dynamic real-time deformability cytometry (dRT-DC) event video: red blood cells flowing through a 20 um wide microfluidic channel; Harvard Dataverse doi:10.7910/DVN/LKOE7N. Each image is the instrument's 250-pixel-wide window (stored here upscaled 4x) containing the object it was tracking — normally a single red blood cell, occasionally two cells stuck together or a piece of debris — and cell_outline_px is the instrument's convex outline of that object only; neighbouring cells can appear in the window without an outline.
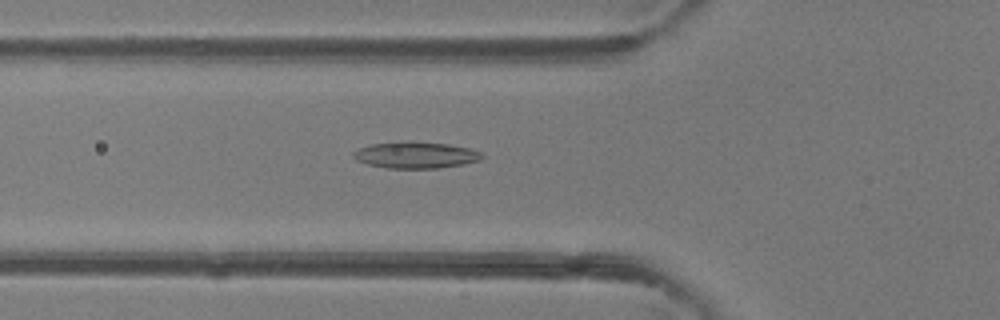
{"species": "common noctule bat (a hibernating species)", "species_latin": "Nyctalus noctula", "temperature_condition": "room temperature", "stored_images_in_passage": 11, "camera_frame_rate_fps": 3000, "um_per_image_px": 0.085, "animal": {"sex": "female"}, "frame": {"image": 1, "passage_image": 5, "time_ms": 1.333, "image_size_px": [1000, 320], "cell_outline_px": [[484, 156], [480, 160], [464, 164], [440, 168], [388, 168], [368, 164], [356, 160], [352, 156], [352, 152], [356, 148], [372, 144], [448, 144], [468, 148], [484, 152]], "centroid_in_image_um": [35.36, 13.22], "position_along_channel_um": 90.4, "area_um2": 19.07}}
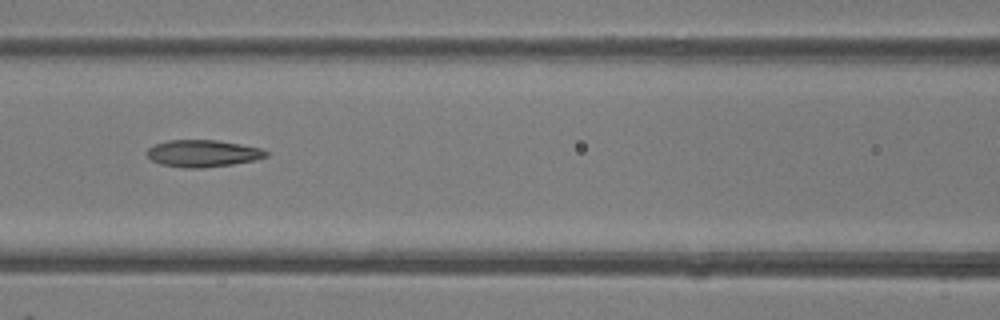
{"frame": {"image": 2, "passage_image": 9, "time_ms": 2.667, "image_size_px": [1000, 320], "cell_outline_px": [[268, 156], [256, 160], [232, 164], [204, 168], [184, 168], [160, 164], [152, 160], [148, 156], [148, 148], [156, 144], [168, 140], [216, 140], [240, 144], [260, 148], [268, 152]], "centroid_in_image_um": [17.25, 13.04], "position_along_channel_um": 149.3, "area_um2": 18.67}}